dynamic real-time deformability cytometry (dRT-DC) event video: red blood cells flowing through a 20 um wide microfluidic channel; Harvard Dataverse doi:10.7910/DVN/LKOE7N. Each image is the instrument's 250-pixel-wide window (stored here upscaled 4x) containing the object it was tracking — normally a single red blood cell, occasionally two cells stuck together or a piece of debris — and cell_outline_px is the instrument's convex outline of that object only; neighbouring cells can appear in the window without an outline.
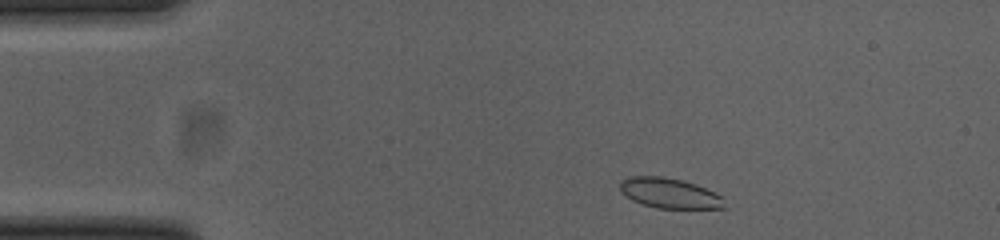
{"species": "common noctule bat (a hibernating species)", "species_latin": "Nyctalus noctula", "temperature_condition": "cold", "stored_images_in_passage": 46, "camera_frame_rate_fps": 3000, "um_per_image_px": 0.085, "animal": {"sex": "female", "body_mass_g": 23.0, "forearm_length_mm": 53.4}, "frame": {"image": 1, "passage_image": 2, "time_ms": 0.333, "image_size_px": [1000, 240], "cell_outline_px": [[724, 208], [656, 208], [640, 204], [632, 200], [620, 192], [620, 180], [628, 176], [664, 176], [696, 184], [720, 196]], "centroid_in_image_um": [56.8, 16.41], "position_along_channel_um": 28.2, "area_um2": 18.21}}
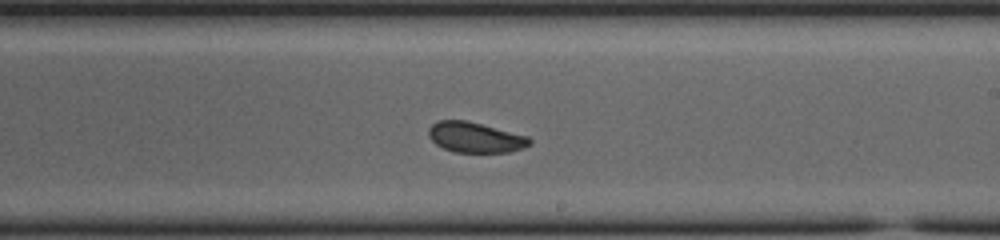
{"frame": {"image": 2, "passage_image": 24, "time_ms": 7.667, "image_size_px": [1000, 240], "cell_outline_px": [[532, 144], [524, 148], [508, 152], [452, 152], [436, 144], [428, 136], [428, 128], [432, 124], [440, 120], [464, 120], [528, 136], [532, 140]], "centroid_in_image_um": [40.39, 11.69], "position_along_channel_um": 248.6, "area_um2": 17.8}}
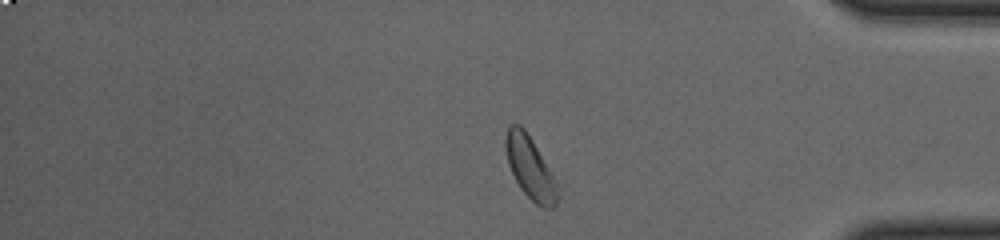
{"frame": {"image": 3, "passage_image": 37, "time_ms": 12.0, "image_size_px": [1000, 240], "cell_outline_px": [[560, 188], [556, 204], [552, 208], [544, 208], [536, 204], [520, 188], [508, 164], [504, 144], [504, 140], [508, 124], [520, 124], [524, 128], [532, 140], [552, 172]], "centroid_in_image_um": [45.07, 14.24], "position_along_channel_um": 390.1, "area_um2": 19.02}, "authors_computed_cell_mechanics": {"area_um2": 18.6694, "velocity_mm_per_s": 3.8207, "shape_relaxation_time_tau1_ms": 3.4956, "shape_relaxation_time_tau2_ms": 1.2705, "deformation_change_tau1": 0.0663, "deformation_change_tau2": 0.0454}}